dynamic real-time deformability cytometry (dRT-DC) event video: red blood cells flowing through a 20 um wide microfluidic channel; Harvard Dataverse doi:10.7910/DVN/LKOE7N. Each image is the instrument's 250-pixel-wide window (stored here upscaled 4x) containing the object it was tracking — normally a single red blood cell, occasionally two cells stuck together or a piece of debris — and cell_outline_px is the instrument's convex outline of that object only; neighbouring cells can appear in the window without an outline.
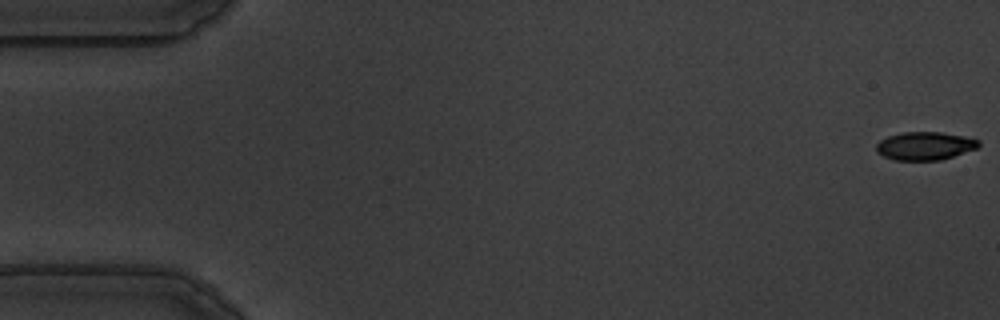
{"species": "common noctule bat (a hibernating species)", "species_latin": "Nyctalus noctula", "temperature_condition": "warm", "stored_images_in_passage": 56, "camera_frame_rate_fps": 3000, "um_per_image_px": 0.085, "animal": {"sex": "male", "body_mass_g": 19.5, "forearm_length_mm": 54.6}, "frame": {"image": 1, "passage_image": 1, "time_ms": 0.0, "image_size_px": [1000, 320], "cell_outline_px": [[980, 144], [976, 148], [940, 160], [896, 160], [884, 156], [876, 152], [876, 144], [880, 140], [888, 136], [904, 132], [940, 132], [964, 136], [980, 140]], "centroid_in_image_um": [78.6, 12.39], "position_along_channel_um": 6.4, "area_um2": 16.65}}
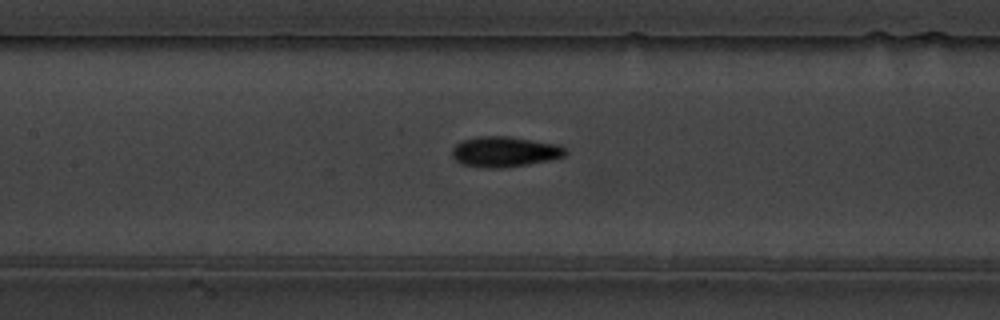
{"frame": {"image": 2, "passage_image": 26, "time_ms": 8.333, "image_size_px": [1000, 320], "cell_outline_px": [[568, 152], [564, 156], [548, 160], [528, 164], [496, 168], [488, 168], [460, 164], [452, 156], [452, 148], [460, 140], [476, 136], [508, 136], [560, 144]], "centroid_in_image_um": [42.87, 12.88], "position_along_channel_um": 164.5, "area_um2": 20.17}}
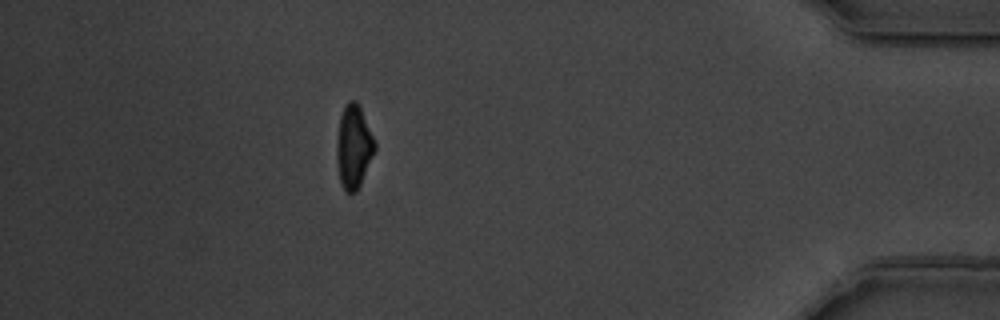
{"frame": {"image": 3, "passage_image": 50, "time_ms": 16.333, "image_size_px": [1000, 320], "cell_outline_px": [[376, 148], [360, 184], [356, 192], [344, 192], [340, 184], [336, 160], [336, 148], [340, 116], [344, 104], [348, 100], [356, 100], [360, 104], [376, 144]], "centroid_in_image_um": [30.04, 12.44], "position_along_channel_um": 405.2, "area_um2": 18.67}, "authors_computed_cell_mechanics": {"area_um2": 18.5827, "velocity_mm_per_s": 3.6265, "shape_relaxation_time_tau1_ms": 2.9298, "shape_relaxation_time_tau2_ms": 1.1246, "deformation_change_tau1": 0.1615, "deformation_change_tau2": 0.0533}}